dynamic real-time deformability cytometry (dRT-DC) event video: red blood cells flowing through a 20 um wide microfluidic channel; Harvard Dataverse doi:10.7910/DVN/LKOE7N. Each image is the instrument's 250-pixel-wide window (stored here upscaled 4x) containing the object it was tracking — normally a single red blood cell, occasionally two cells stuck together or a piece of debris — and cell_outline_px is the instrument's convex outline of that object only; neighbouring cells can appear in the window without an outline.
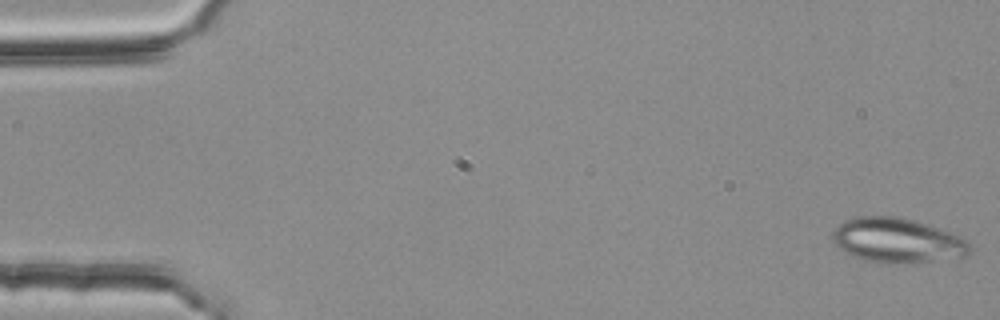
{"species": "common noctule bat (a hibernating species)", "species_latin": "Nyctalus noctula", "temperature_condition": "room temperature", "stored_images_in_passage": 53, "camera_frame_rate_fps": 3000, "um_per_image_px": 0.085, "animal": {"sex": "female", "body_mass_g": 25.1}, "frame": {"image": 1, "passage_image": 1, "time_ms": 0.0, "image_size_px": [1000, 320], "cell_outline_px": [[972, 252], [964, 256], [932, 260], [892, 264], [880, 264], [864, 260], [852, 256], [840, 248], [832, 240], [832, 232], [844, 220], [856, 216], [896, 216], [912, 220], [960, 236], [972, 248]], "centroid_in_image_um": [76.21, 20.44], "position_along_channel_um": 8.8, "area_um2": 35.37}}
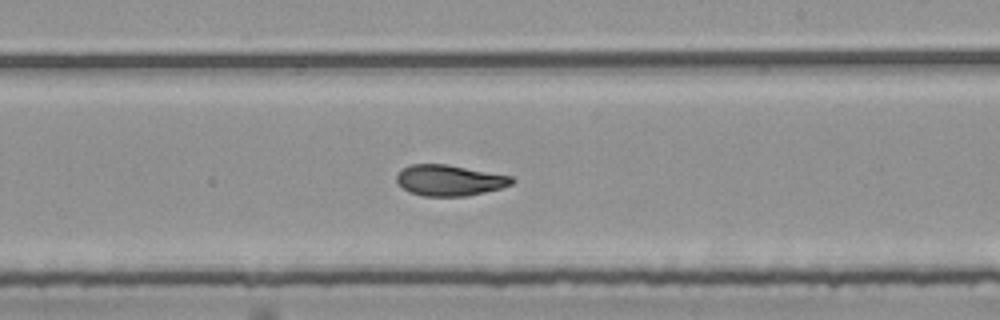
{"frame": {"image": 2, "passage_image": 32, "time_ms": 10.333, "image_size_px": [1000, 320], "cell_outline_px": [[516, 180], [512, 184], [500, 188], [468, 196], [424, 196], [408, 192], [396, 180], [396, 176], [404, 168], [412, 164], [448, 164], [512, 176]], "centroid_in_image_um": [38.23, 15.33], "position_along_channel_um": 250.8, "area_um2": 20.69}}
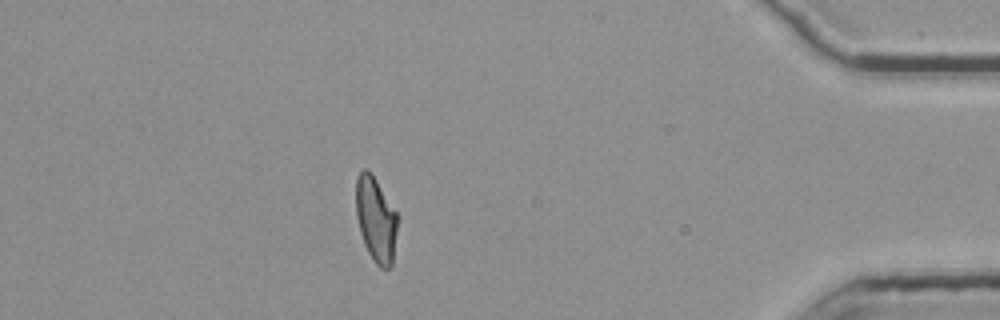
{"frame": {"image": 3, "passage_image": 48, "time_ms": 15.667, "image_size_px": [1000, 320], "cell_outline_px": [[396, 232], [392, 264], [388, 268], [380, 268], [372, 260], [364, 244], [360, 232], [356, 216], [356, 180], [360, 172], [364, 168], [368, 168], [372, 172], [396, 212]], "centroid_in_image_um": [31.92, 18.63], "position_along_channel_um": 403.3, "area_um2": 20.46}, "authors_computed_cell_mechanics": {"area_um2": 21.2704, "velocity_mm_per_s": 3.7617, "shape_relaxation_time_tau1_ms": null, "shape_relaxation_time_tau2_ms": 1.798, "deformation_change_tau1": null, "deformation_change_tau2": 0.083}}